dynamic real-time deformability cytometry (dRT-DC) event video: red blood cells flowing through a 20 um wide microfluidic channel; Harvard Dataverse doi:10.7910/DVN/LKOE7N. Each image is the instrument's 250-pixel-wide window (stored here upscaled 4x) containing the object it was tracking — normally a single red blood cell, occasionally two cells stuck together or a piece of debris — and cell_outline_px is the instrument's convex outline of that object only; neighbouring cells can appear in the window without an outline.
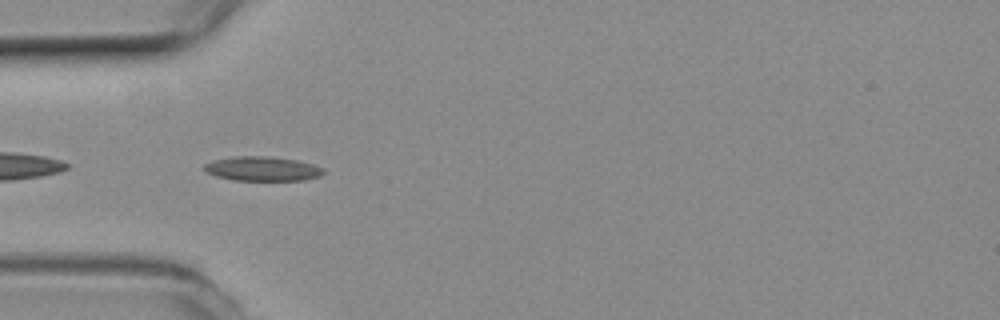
{"species": "common noctule bat (a hibernating species)", "species_latin": "Nyctalus noctula", "temperature_condition": "room temperature", "stored_images_in_passage": 11, "camera_frame_rate_fps": 3000, "um_per_image_px": 0.085, "animal": {"sex": "female", "body_mass_g": 19.3, "forearm_length_mm": 54.1}, "frame": {"image": 1, "passage_image": 2, "time_ms": 0.333, "image_size_px": [1000, 320], "cell_outline_px": [[324, 172], [320, 176], [304, 180], [232, 180], [216, 176], [208, 172], [204, 168], [204, 164], [212, 160], [236, 156], [268, 156], [296, 160], [312, 164], [324, 168]], "centroid_in_image_um": [22.3, 14.34], "position_along_channel_um": 62.7, "area_um2": 16.88}}
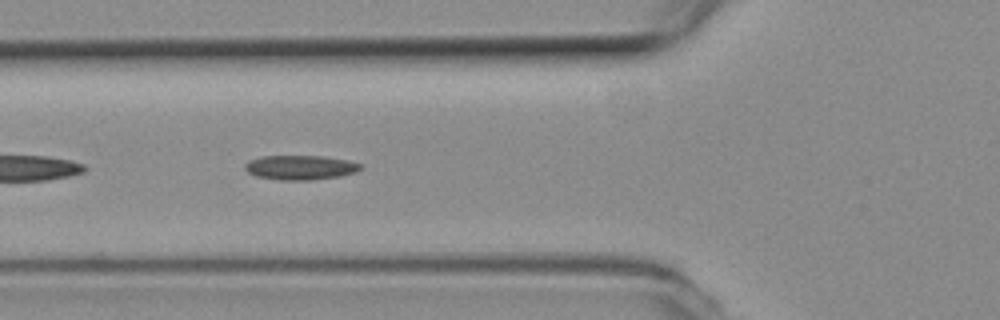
{"frame": {"image": 2, "passage_image": 5, "time_ms": 1.333, "image_size_px": [1000, 320], "cell_outline_px": [[360, 168], [356, 172], [340, 176], [312, 180], [280, 180], [256, 176], [248, 172], [244, 168], [244, 164], [248, 160], [260, 156], [324, 156], [348, 160], [360, 164]], "centroid_in_image_um": [25.49, 14.23], "position_along_channel_um": 100.3, "area_um2": 16.53}}
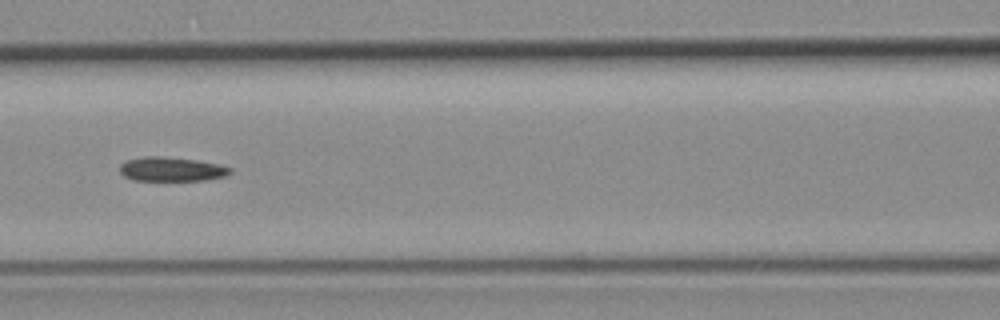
{"frame": {"image": 3, "passage_image": 9, "time_ms": 2.667, "image_size_px": [1000, 320], "cell_outline_px": [[232, 172], [224, 176], [204, 180], [136, 180], [124, 176], [120, 172], [120, 164], [128, 160], [148, 156], [156, 156], [196, 160], [220, 164], [232, 168]], "centroid_in_image_um": [14.6, 14.38], "position_along_channel_um": 152.0, "area_um2": 15.32}}